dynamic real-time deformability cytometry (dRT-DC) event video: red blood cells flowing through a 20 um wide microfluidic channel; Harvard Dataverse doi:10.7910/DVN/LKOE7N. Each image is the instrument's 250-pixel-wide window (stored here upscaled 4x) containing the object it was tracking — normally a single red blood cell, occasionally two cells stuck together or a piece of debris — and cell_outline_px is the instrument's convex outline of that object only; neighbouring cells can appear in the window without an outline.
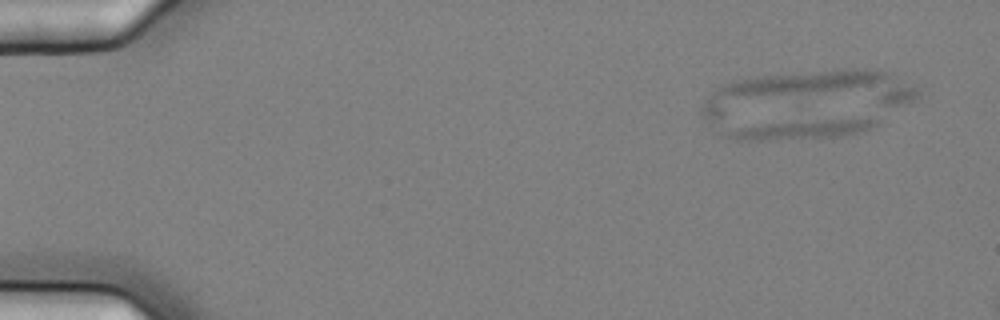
{"species": "common noctule bat (a hibernating species)", "species_latin": "Nyctalus noctula", "temperature_condition": "cold", "stored_images_in_passage": 5, "camera_frame_rate_fps": 3000, "um_per_image_px": 0.085, "animal": {"sex": "female", "body_mass_g": 25.1}, "frame": {"image": 1, "passage_image": 1, "time_ms": 0.0, "image_size_px": [1000, 320], "cell_outline_px": [[880, 120], [876, 124], [868, 128], [844, 136], [768, 140], [732, 140], [728, 136], [728, 132], [740, 128], [768, 124], [876, 116], [880, 116]], "centroid_in_image_um": [68.38, 10.99], "position_along_channel_um": 16.6, "area_um2": 16.13}}